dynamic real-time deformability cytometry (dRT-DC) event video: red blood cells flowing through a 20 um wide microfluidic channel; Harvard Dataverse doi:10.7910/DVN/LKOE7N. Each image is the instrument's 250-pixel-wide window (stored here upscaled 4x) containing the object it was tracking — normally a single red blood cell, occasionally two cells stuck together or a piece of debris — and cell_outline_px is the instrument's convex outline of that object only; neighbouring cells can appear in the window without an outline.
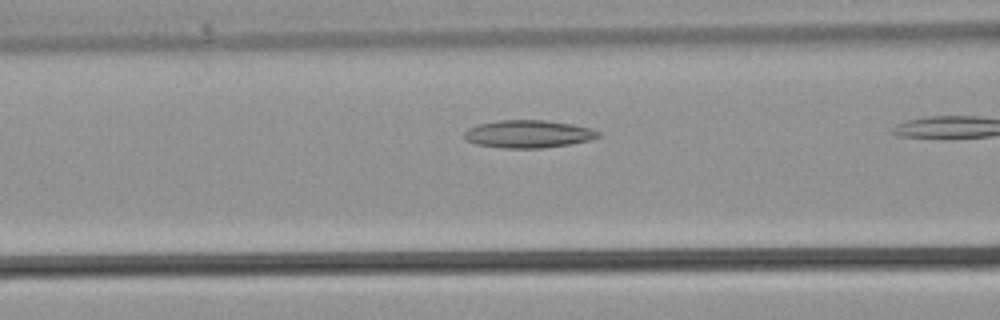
{"species": "common noctule bat (a hibernating species)", "species_latin": "Nyctalus noctula", "temperature_condition": "warm", "stored_images_in_passage": 6, "camera_frame_rate_fps": 3000, "um_per_image_px": 0.085, "animal": {"sex": "male", "body_mass_g": 21.5, "forearm_length_mm": 52.0}, "frame": {"image": 1, "passage_image": 4, "time_ms": 1.0, "image_size_px": [1000, 320], "cell_outline_px": [[604, 136], [588, 140], [568, 144], [540, 148], [504, 148], [476, 144], [464, 140], [464, 132], [468, 128], [480, 124], [500, 120], [544, 120], [572, 124], [592, 128], [600, 132]], "centroid_in_image_um": [44.91, 11.39], "position_along_channel_um": 121.7, "area_um2": 21.62}}